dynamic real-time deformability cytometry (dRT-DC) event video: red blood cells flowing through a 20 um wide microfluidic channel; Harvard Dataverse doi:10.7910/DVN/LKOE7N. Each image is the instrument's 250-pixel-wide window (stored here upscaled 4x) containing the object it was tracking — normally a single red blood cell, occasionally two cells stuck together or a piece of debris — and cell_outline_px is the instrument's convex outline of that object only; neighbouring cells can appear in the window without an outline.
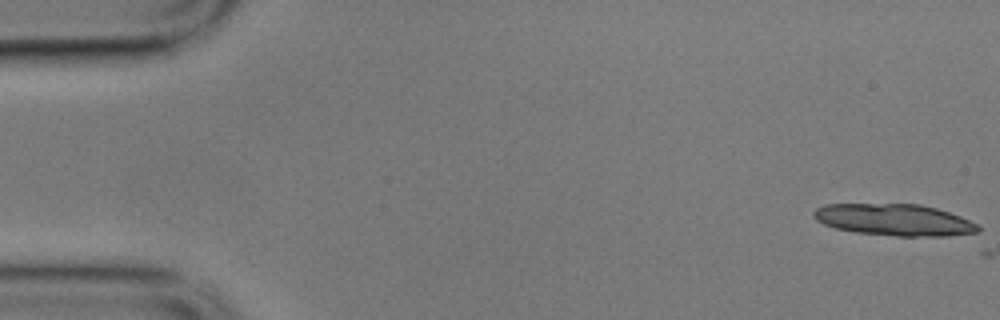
{"species": "common noctule bat (a hibernating species)", "species_latin": "Nyctalus noctula", "temperature_condition": "cold", "stored_images_in_passage": 2, "camera_frame_rate_fps": 3000, "um_per_image_px": 0.085, "animal": {"sex": "male", "body_mass_g": 17.9}, "frame": {"image": 1, "passage_image": 1, "time_ms": 0.0, "image_size_px": [1000, 320], "cell_outline_px": [[980, 232], [948, 236], [896, 236], [856, 232], [836, 228], [824, 224], [816, 220], [812, 212], [816, 208], [824, 204], [920, 204], [936, 208], [960, 216], [980, 224]], "centroid_in_image_um": [76.05, 18.69], "position_along_channel_um": 9.0, "area_um2": 30.46}}